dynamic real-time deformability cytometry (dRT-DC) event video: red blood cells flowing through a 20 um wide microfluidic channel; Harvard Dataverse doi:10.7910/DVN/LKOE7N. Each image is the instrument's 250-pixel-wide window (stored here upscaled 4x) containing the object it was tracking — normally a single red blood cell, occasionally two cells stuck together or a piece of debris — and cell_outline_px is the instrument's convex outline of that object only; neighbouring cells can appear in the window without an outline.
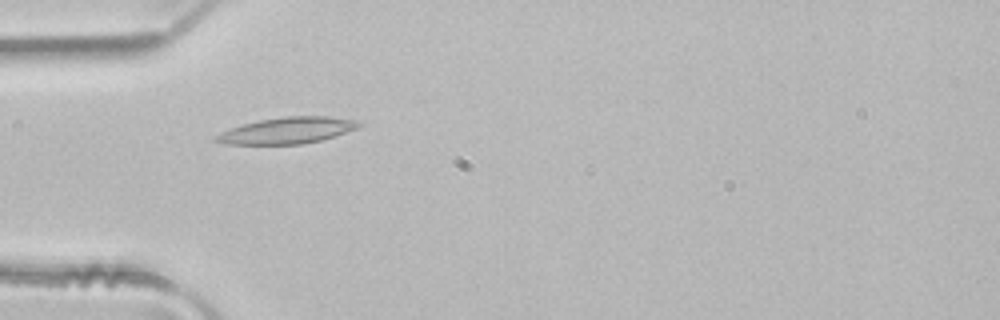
{"species": "common noctule bat (a hibernating species)", "species_latin": "Nyctalus noctula", "temperature_condition": "room temperature", "stored_images_in_passage": 6, "camera_frame_rate_fps": 3000, "um_per_image_px": 0.085, "animal": {"sex": "male", "body_mass_g": 21.5, "forearm_length_mm": 52.0}, "frame": {"image": 1, "passage_image": 5, "time_ms": 1.333, "image_size_px": [1000, 320], "cell_outline_px": [[364, 124], [360, 128], [320, 140], [300, 144], [224, 144], [212, 140], [212, 136], [220, 132], [244, 124], [260, 120], [284, 116], [328, 116], [356, 120]], "centroid_in_image_um": [24.41, 11.09], "position_along_channel_um": 60.6, "area_um2": 21.96}}
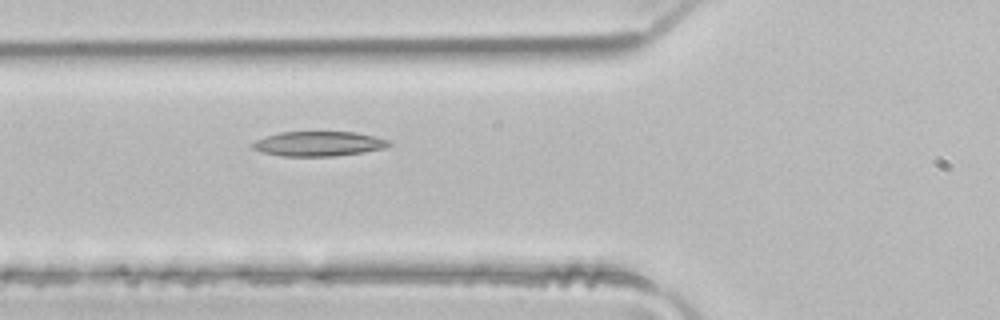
{"frame": {"image": 2, "passage_image": 6, "time_ms": 1.667, "image_size_px": [1000, 320], "cell_outline_px": [[392, 144], [384, 148], [364, 152], [332, 156], [284, 156], [264, 152], [252, 148], [248, 144], [256, 140], [280, 132], [356, 132], [388, 140]], "centroid_in_image_um": [27.07, 12.22], "position_along_channel_um": 98.7, "area_um2": 19.48}}